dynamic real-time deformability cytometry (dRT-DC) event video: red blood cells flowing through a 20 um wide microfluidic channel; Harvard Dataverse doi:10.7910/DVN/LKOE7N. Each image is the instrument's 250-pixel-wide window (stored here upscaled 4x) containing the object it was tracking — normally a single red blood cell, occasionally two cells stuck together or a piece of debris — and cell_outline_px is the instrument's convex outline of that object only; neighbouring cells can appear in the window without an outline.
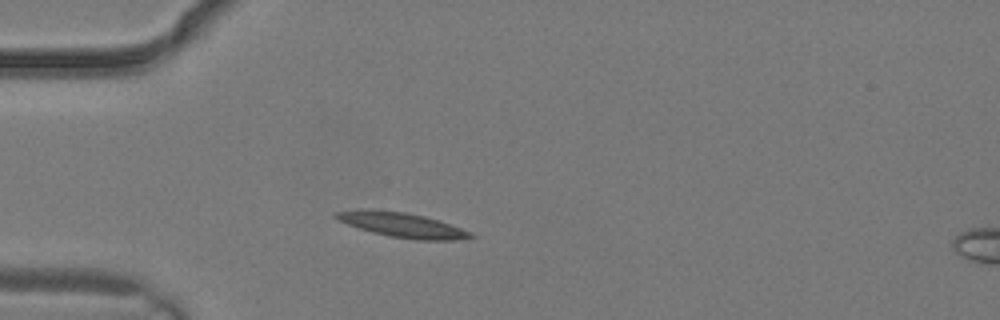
{"species": "common noctule bat (a hibernating species)", "species_latin": "Nyctalus noctula", "temperature_condition": "warm", "stored_images_in_passage": 4, "camera_frame_rate_fps": 3000, "um_per_image_px": 0.085, "animal": {"sex": "male", "body_mass_g": 19.2, "forearm_length_mm": 51.8}, "frame": {"image": 1, "passage_image": 3, "time_ms": 0.667, "image_size_px": [1000, 320], "cell_outline_px": [[476, 236], [456, 240], [416, 240], [388, 236], [372, 232], [348, 224], [332, 216], [336, 212], [360, 208], [372, 208], [404, 212], [424, 216], [472, 232]], "centroid_in_image_um": [34.14, 19.11], "position_along_channel_um": 50.9, "area_um2": 19.36}}